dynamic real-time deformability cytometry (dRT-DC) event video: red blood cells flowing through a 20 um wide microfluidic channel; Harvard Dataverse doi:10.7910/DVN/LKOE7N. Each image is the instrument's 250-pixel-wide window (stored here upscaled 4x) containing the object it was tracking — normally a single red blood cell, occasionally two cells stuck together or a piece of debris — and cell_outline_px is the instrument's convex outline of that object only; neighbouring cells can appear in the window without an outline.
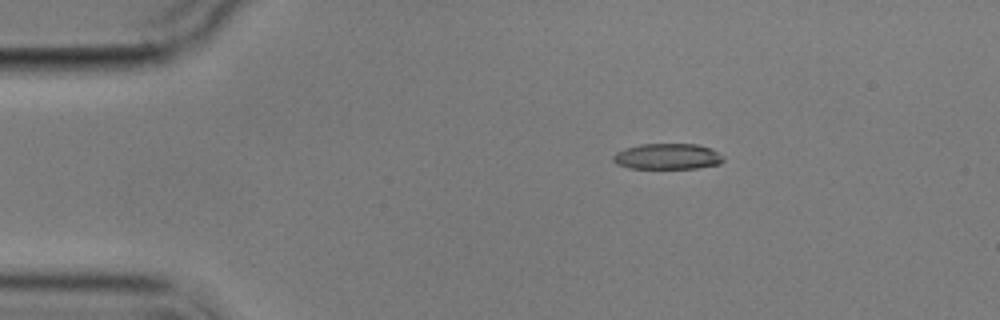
{"species": "common noctule bat (a hibernating species)", "species_latin": "Nyctalus noctula", "temperature_condition": "cold", "stored_images_in_passage": 4, "camera_frame_rate_fps": 3000, "um_per_image_px": 0.085, "animal": {"sex": "male", "body_mass_g": 17.9}, "frame": {"image": 1, "passage_image": 3, "time_ms": 2.667, "image_size_px": [1000, 320], "cell_outline_px": [[724, 160], [720, 164], [696, 168], [628, 168], [616, 164], [612, 160], [612, 156], [616, 152], [624, 148], [640, 144], [696, 144], [708, 148], [724, 156]], "centroid_in_image_um": [56.69, 13.3], "position_along_channel_um": 28.3, "area_um2": 16.59}}
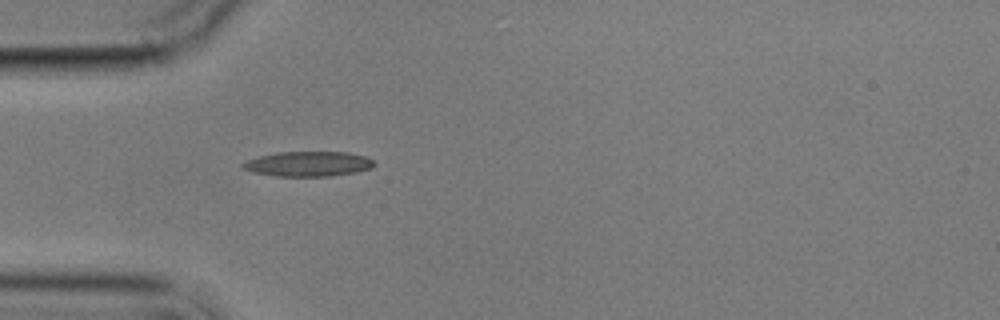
{"frame": {"image": 2, "passage_image": 4, "time_ms": 5.0, "image_size_px": [1000, 320], "cell_outline_px": [[376, 164], [372, 168], [356, 172], [332, 176], [276, 176], [252, 172], [240, 168], [240, 164], [244, 160], [276, 152], [348, 152], [368, 156]], "centroid_in_image_um": [26.18, 13.93], "position_along_channel_um": 58.8, "area_um2": 19.42}}